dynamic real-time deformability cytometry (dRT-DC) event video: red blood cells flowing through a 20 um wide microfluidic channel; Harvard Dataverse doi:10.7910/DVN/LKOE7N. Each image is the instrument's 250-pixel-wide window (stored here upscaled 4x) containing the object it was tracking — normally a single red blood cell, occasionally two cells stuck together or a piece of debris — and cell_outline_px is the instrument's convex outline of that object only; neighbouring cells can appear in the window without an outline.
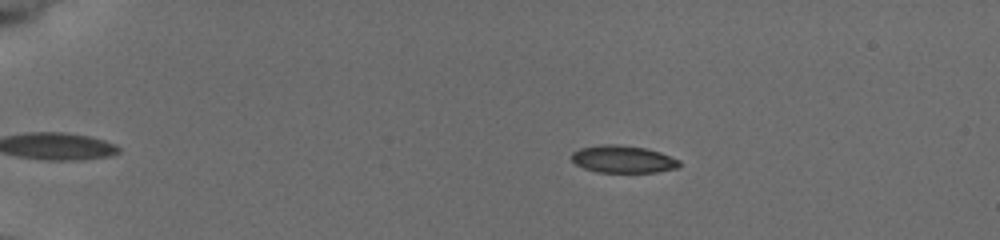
{"species": "common noctule bat (a hibernating species)", "species_latin": "Nyctalus noctula", "temperature_condition": "cold", "stored_images_in_passage": 47, "camera_frame_rate_fps": 3000, "um_per_image_px": 0.085, "animal": {"sex": "female", "body_mass_g": 19.5, "forearm_length_mm": 54.1}, "frame": {"image": 1, "passage_image": 3, "time_ms": 0.667, "image_size_px": [1000, 240], "cell_outline_px": [[680, 164], [676, 168], [656, 172], [596, 172], [584, 168], [576, 164], [572, 160], [572, 152], [580, 148], [600, 144], [616, 144], [644, 148], [660, 152], [680, 160]], "centroid_in_image_um": [52.94, 13.53], "position_along_channel_um": 32.1, "area_um2": 17.11}}
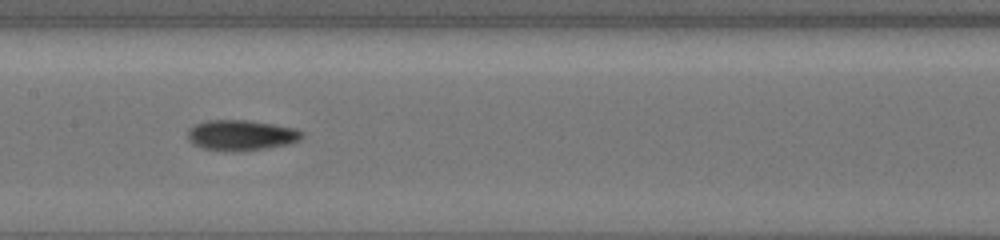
{"frame": {"image": 2, "passage_image": 22, "time_ms": 7.0, "image_size_px": [1000, 240], "cell_outline_px": [[304, 136], [300, 140], [288, 144], [268, 148], [240, 152], [224, 152], [200, 148], [192, 144], [188, 140], [188, 128], [196, 124], [208, 120], [248, 120], [296, 128], [304, 132]], "centroid_in_image_um": [20.49, 11.51], "position_along_channel_um": 186.9, "area_um2": 20.81}}
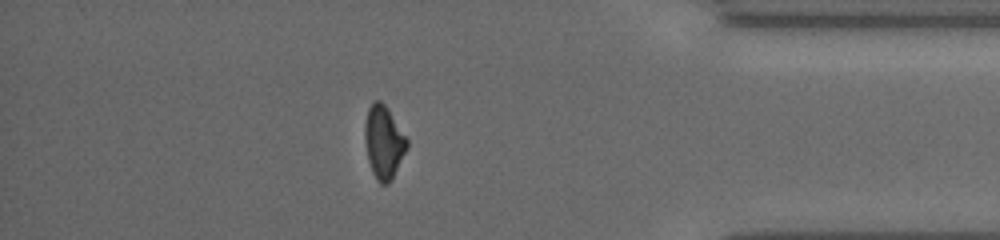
{"frame": {"image": 3, "passage_image": 41, "time_ms": 13.333, "image_size_px": [1000, 240], "cell_outline_px": [[408, 148], [388, 184], [380, 184], [376, 180], [372, 172], [368, 160], [364, 140], [364, 124], [368, 108], [376, 100], [380, 100], [384, 104], [408, 140]], "centroid_in_image_um": [32.59, 12.1], "position_along_channel_um": 402.6, "area_um2": 17.74}, "authors_computed_cell_mechanics": {"area_um2": 18.3226, "velocity_mm_per_s": 3.7949, "shape_relaxation_time_tau1_ms": 3.4993, "shape_relaxation_time_tau2_ms": 2.864, "deformation_change_tau1": 0.1444, "deformation_change_tau2": 0.0789}}